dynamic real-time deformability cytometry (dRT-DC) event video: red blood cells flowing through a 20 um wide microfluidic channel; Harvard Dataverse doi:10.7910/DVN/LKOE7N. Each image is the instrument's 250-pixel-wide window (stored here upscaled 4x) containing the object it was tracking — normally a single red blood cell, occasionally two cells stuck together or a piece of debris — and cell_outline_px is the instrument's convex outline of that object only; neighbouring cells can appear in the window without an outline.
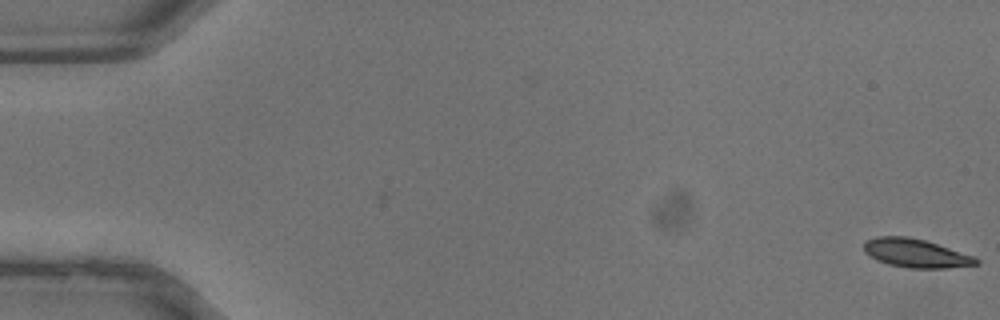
{"species": "common noctule bat (a hibernating species)", "species_latin": "Nyctalus noctula", "temperature_condition": "warm", "stored_images_in_passage": 38, "camera_frame_rate_fps": 3000, "um_per_image_px": 0.085, "animal": {"sex": "male", "body_mass_g": 13.3}, "frame": {"image": 1, "passage_image": 1, "time_ms": 0.0, "image_size_px": [1000, 320], "cell_outline_px": [[980, 264], [948, 268], [908, 268], [888, 264], [876, 260], [864, 252], [864, 240], [876, 236], [908, 236], [924, 240], [972, 256], [980, 260]], "centroid_in_image_um": [77.79, 21.52], "position_along_channel_um": 7.2, "area_um2": 18.67}}
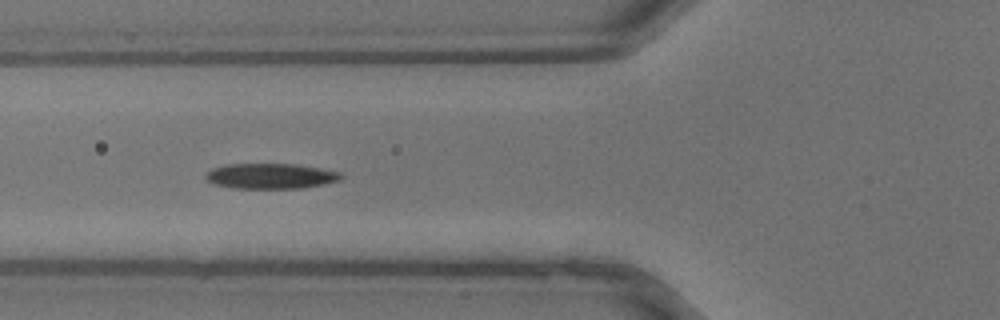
{"frame": {"image": 2, "passage_image": 15, "time_ms": 4.667, "image_size_px": [1000, 320], "cell_outline_px": [[344, 176], [340, 180], [324, 184], [304, 188], [232, 188], [216, 184], [208, 180], [204, 176], [212, 168], [228, 164], [292, 164], [340, 172]], "centroid_in_image_um": [23.01, 14.97], "position_along_channel_um": 102.8, "area_um2": 19.77}}
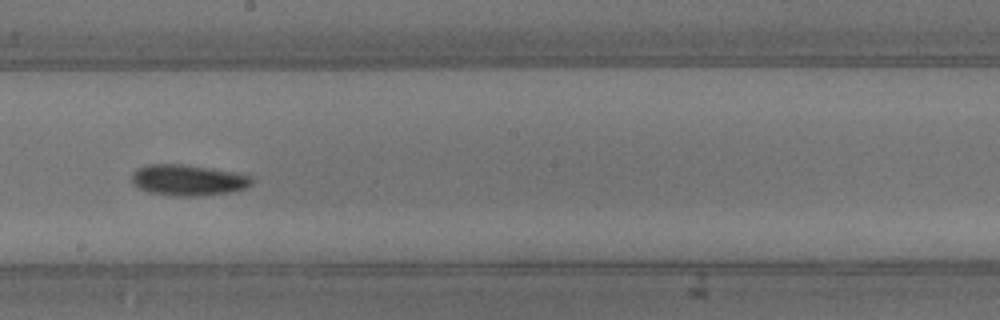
{"frame": {"image": 3, "passage_image": 22, "time_ms": 7.0, "image_size_px": [1000, 320], "cell_outline_px": [[252, 184], [244, 188], [232, 192], [196, 196], [180, 196], [148, 192], [132, 184], [132, 176], [136, 168], [148, 164], [180, 164], [232, 172], [252, 176]], "centroid_in_image_um": [15.96, 15.31], "position_along_channel_um": 232.2, "area_um2": 21.39}}